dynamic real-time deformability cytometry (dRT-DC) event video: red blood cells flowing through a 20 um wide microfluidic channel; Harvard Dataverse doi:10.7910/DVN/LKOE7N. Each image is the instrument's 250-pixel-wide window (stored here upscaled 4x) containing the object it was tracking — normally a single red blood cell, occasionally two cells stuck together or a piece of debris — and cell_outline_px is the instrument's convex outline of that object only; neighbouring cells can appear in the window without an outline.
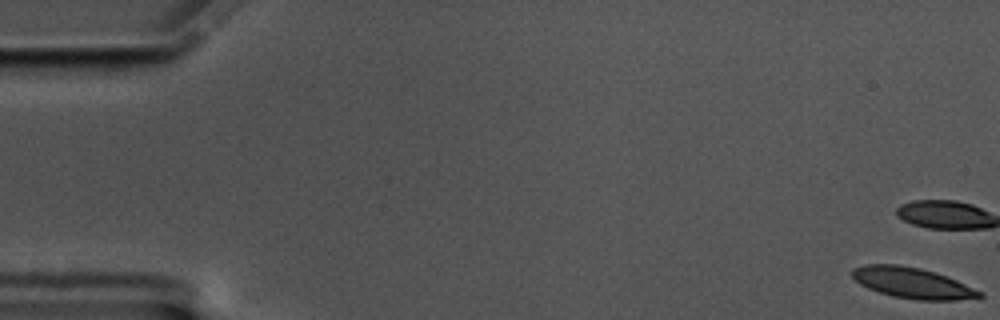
{"species": "common noctule bat (a hibernating species)", "species_latin": "Nyctalus noctula", "temperature_condition": "cold", "stored_images_in_passage": 17, "camera_frame_rate_fps": 3000, "um_per_image_px": 0.085, "animal": {"sex": "male", "body_mass_g": 17.5, "forearm_length_mm": 52.3}, "frame": {"image": 1, "passage_image": 1, "time_ms": 0.0, "image_size_px": [1000, 320], "cell_outline_px": [[984, 296], [956, 300], [916, 300], [892, 296], [868, 288], [860, 284], [852, 276], [852, 268], [864, 264], [896, 264], [920, 268], [936, 272], [956, 280], [984, 292]], "centroid_in_image_um": [77.55, 24.04], "position_along_channel_um": 7.4, "area_um2": 22.83}}